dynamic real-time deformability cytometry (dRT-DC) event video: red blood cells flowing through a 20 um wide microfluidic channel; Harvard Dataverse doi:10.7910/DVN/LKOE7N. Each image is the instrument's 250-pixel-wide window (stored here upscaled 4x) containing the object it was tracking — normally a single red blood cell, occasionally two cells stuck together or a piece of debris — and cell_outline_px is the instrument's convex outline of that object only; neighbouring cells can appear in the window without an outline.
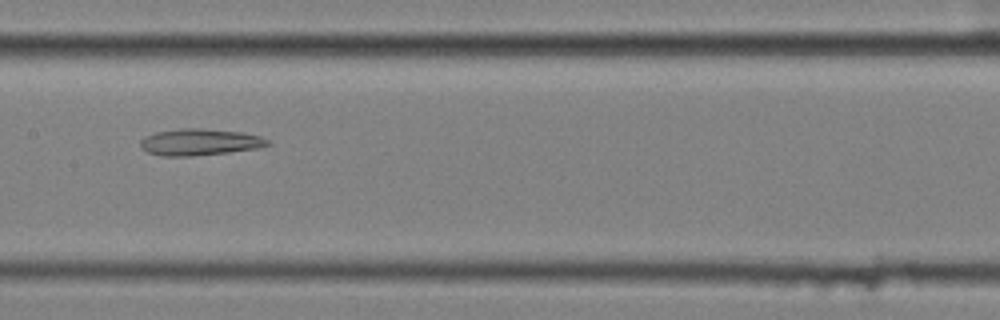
{"species": "common noctule bat (a hibernating species)", "species_latin": "Nyctalus noctula", "temperature_condition": "cold", "stored_images_in_passage": 14, "camera_frame_rate_fps": 3000, "um_per_image_px": 0.085, "animal": {"sex": "female", "body_mass_g": 25.1}, "frame": {"image": 1, "passage_image": 7, "time_ms": 2.0, "image_size_px": [1000, 320], "cell_outline_px": [[272, 144], [260, 148], [228, 152], [192, 156], [164, 156], [148, 152], [140, 148], [140, 140], [144, 136], [156, 132], [180, 128], [200, 128], [240, 132], [260, 136], [272, 140]], "centroid_in_image_um": [17.0, 12.07], "position_along_channel_um": 190.4, "area_um2": 19.88}}
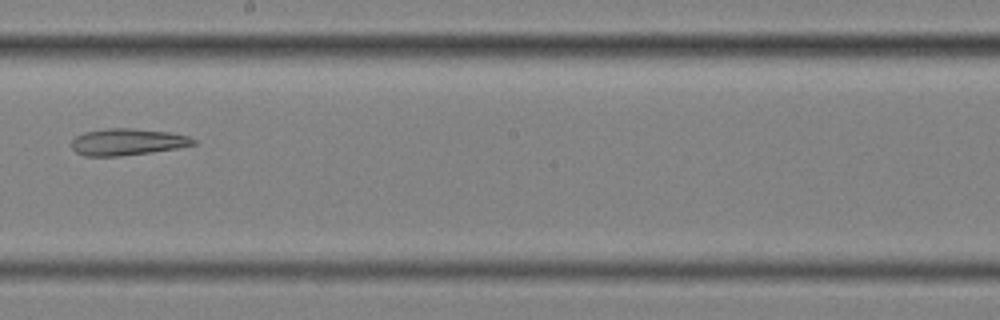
{"frame": {"image": 2, "passage_image": 8, "time_ms": 2.333, "image_size_px": [1000, 320], "cell_outline_px": [[196, 144], [176, 148], [152, 152], [116, 156], [84, 156], [76, 152], [72, 148], [72, 140], [76, 136], [84, 132], [108, 128], [132, 128], [168, 132], [188, 136], [196, 140]], "centroid_in_image_um": [10.81, 12.06], "position_along_channel_um": 237.4, "area_um2": 18.84}}
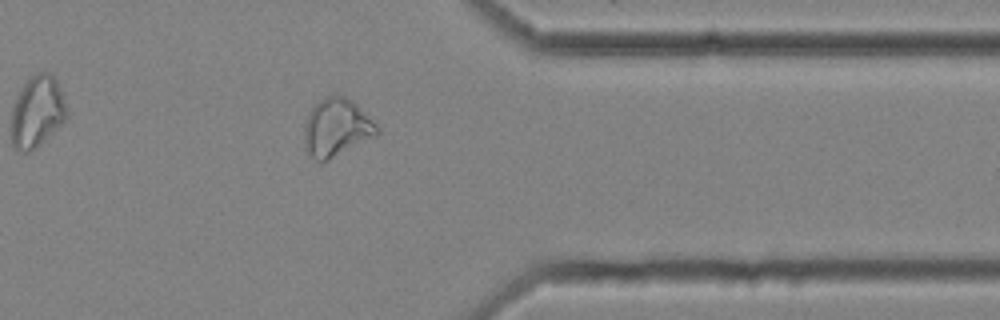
{"frame": {"image": 3, "passage_image": 12, "time_ms": 3.667, "image_size_px": [1000, 320], "cell_outline_px": [[380, 132], [376, 136], [328, 160], [316, 160], [304, 148], [304, 128], [308, 112], [320, 100], [336, 92], [352, 100], [380, 128]], "centroid_in_image_um": [28.6, 10.83], "position_along_channel_um": 382.8, "area_um2": 24.51}}